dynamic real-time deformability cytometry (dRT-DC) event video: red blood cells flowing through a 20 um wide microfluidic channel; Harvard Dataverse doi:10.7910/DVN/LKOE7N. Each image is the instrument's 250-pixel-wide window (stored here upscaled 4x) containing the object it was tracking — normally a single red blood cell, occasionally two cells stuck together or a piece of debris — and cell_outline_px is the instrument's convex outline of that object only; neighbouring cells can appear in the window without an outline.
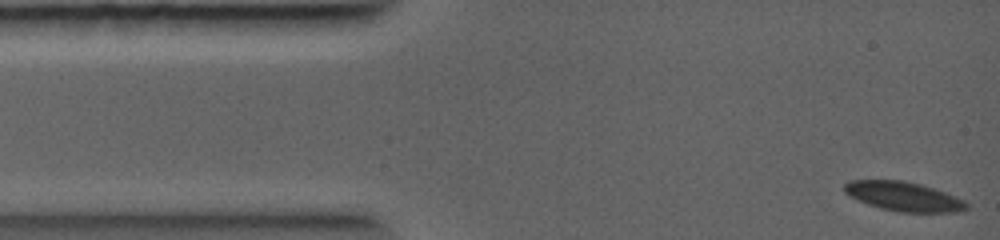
{"species": "common noctule bat (a hibernating species)", "species_latin": "Nyctalus noctula", "temperature_condition": "warm", "stored_images_in_passage": 12, "camera_frame_rate_fps": 5000, "um_per_image_px": 0.085, "animal": {"sex": "female", "body_mass_g": 19.0, "forearm_length_mm": 56.7}, "frame": {"image": 1, "passage_image": 1, "time_ms": 0.0, "image_size_px": [1000, 240], "cell_outline_px": [[968, 208], [956, 212], [900, 212], [880, 208], [868, 204], [844, 192], [844, 184], [848, 180], [904, 180], [920, 184], [944, 192], [964, 200], [968, 204]], "centroid_in_image_um": [76.8, 16.69], "position_along_channel_um": 8.2, "area_um2": 20.63}}
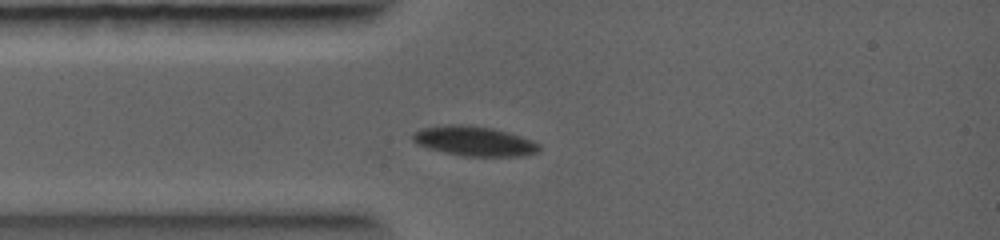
{"frame": {"image": 2, "passage_image": 6, "time_ms": 1.8, "image_size_px": [1000, 240], "cell_outline_px": [[540, 152], [524, 156], [460, 156], [428, 148], [416, 144], [412, 140], [412, 132], [420, 128], [444, 124], [460, 124], [492, 128], [508, 132], [532, 140], [540, 144]], "centroid_in_image_um": [40.28, 11.99], "position_along_channel_um": 44.7, "area_um2": 22.2}}
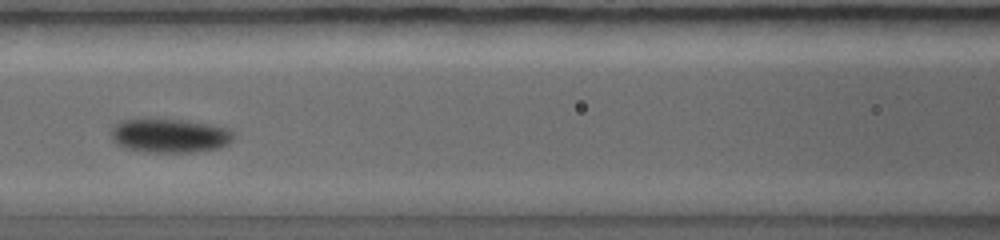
{"frame": {"image": 3, "passage_image": 11, "time_ms": 3.6, "image_size_px": [1000, 240], "cell_outline_px": [[236, 136], [228, 144], [220, 148], [196, 152], [144, 152], [124, 148], [116, 144], [112, 140], [112, 128], [120, 120], [140, 116], [148, 116], [184, 120], [216, 124], [228, 128]], "centroid_in_image_um": [14.41, 11.48], "position_along_channel_um": 152.2, "area_um2": 25.49}}